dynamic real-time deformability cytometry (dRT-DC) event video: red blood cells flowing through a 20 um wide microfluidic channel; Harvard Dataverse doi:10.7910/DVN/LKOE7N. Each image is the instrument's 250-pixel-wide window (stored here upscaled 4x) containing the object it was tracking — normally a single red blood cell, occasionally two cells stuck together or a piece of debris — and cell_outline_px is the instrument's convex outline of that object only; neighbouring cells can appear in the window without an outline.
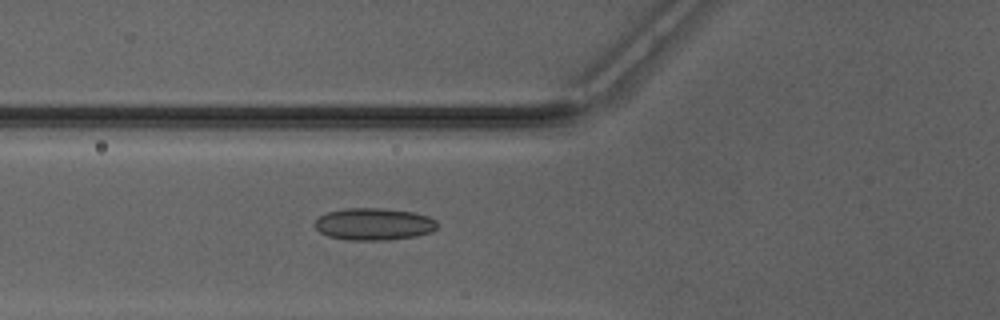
{"species": "Egyptian fruit bat (a non-hibernating species)", "species_latin": "Rousettus aegyptiacus", "temperature_condition": "warm", "stored_images_in_passage": 42, "camera_frame_rate_fps": 3000, "um_per_image_px": 0.085, "animal": {"sex": "male"}, "frame": {"image": 1, "passage_image": 12, "time_ms": 3.667, "image_size_px": [1000, 320], "cell_outline_px": [[436, 228], [432, 232], [416, 236], [384, 240], [348, 240], [328, 236], [320, 232], [316, 228], [316, 220], [320, 216], [328, 212], [344, 208], [380, 208], [412, 212], [428, 216], [436, 220]], "centroid_in_image_um": [31.78, 19.05], "position_along_channel_um": 94.0, "area_um2": 22.77}}
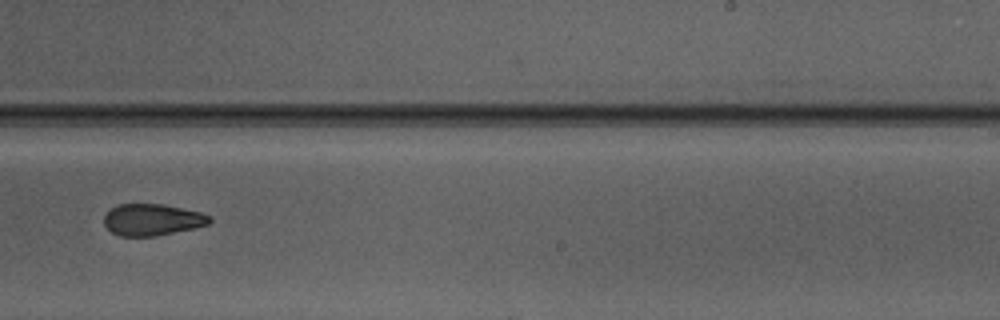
{"frame": {"image": 2, "passage_image": 25, "time_ms": 8.0, "image_size_px": [1000, 320], "cell_outline_px": [[212, 220], [208, 224], [196, 228], [152, 236], [120, 236], [112, 232], [104, 224], [104, 216], [116, 204], [160, 204], [200, 212], [212, 216]], "centroid_in_image_um": [12.95, 18.67], "position_along_channel_um": 276.1, "area_um2": 19.31}}
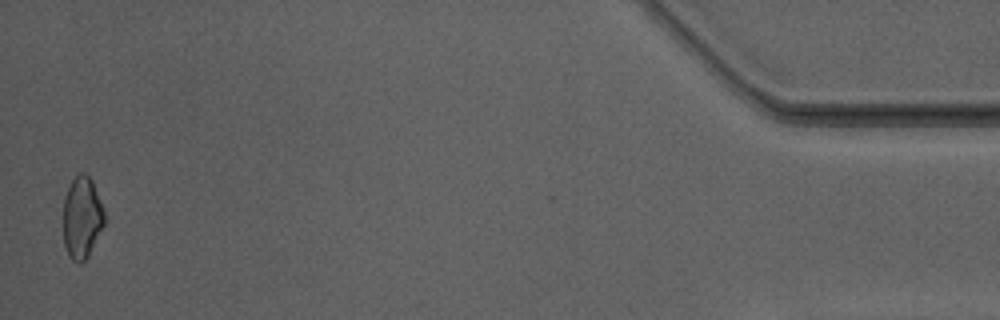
{"frame": {"image": 3, "passage_image": 42, "time_ms": 13.667, "image_size_px": [1000, 320], "cell_outline_px": [[104, 224], [88, 256], [80, 264], [72, 260], [68, 256], [64, 244], [64, 196], [72, 180], [80, 172], [84, 172], [92, 180], [104, 208]], "centroid_in_image_um": [6.96, 18.49], "position_along_channel_um": 428.2, "area_um2": 19.59}, "authors_computed_cell_mechanics": {"area_um2": 20.4612, "velocity_mm_per_s": 4.2027, "shape_relaxation_time_tau1_ms": null, "shape_relaxation_time_tau2_ms": 2.9164, "deformation_change_tau1": null, "deformation_change_tau2": 0.1028}}